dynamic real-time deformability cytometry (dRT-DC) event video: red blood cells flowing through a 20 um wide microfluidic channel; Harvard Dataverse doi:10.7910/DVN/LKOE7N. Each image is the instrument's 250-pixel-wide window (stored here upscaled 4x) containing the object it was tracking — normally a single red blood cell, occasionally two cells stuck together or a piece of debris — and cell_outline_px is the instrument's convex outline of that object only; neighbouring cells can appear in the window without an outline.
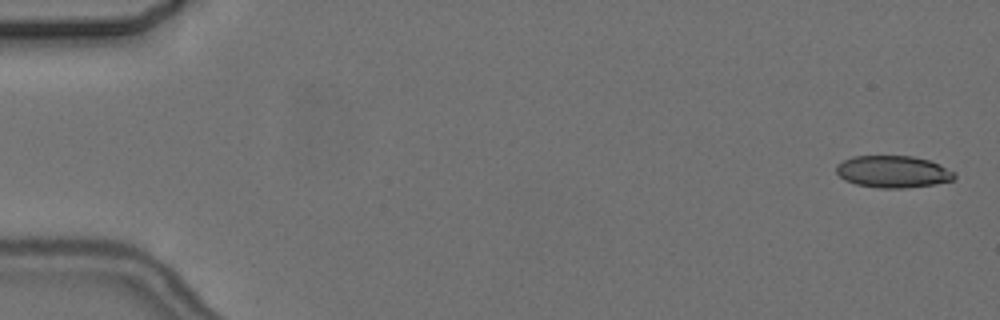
{"species": "common noctule bat (a hibernating species)", "species_latin": "Nyctalus noctula", "temperature_condition": "cold", "stored_images_in_passage": 6, "camera_frame_rate_fps": 3000, "um_per_image_px": 0.085, "animal": {"sex": "female", "body_mass_g": 24.6, "forearm_length_mm": 56.2}, "frame": {"image": 1, "passage_image": 1, "time_ms": 0.0, "image_size_px": [1000, 320], "cell_outline_px": [[956, 176], [952, 180], [936, 184], [904, 188], [880, 188], [856, 184], [844, 180], [836, 172], [836, 164], [852, 156], [912, 156], [928, 160], [956, 172]], "centroid_in_image_um": [75.89, 14.59], "position_along_channel_um": 9.1, "area_um2": 22.02}}
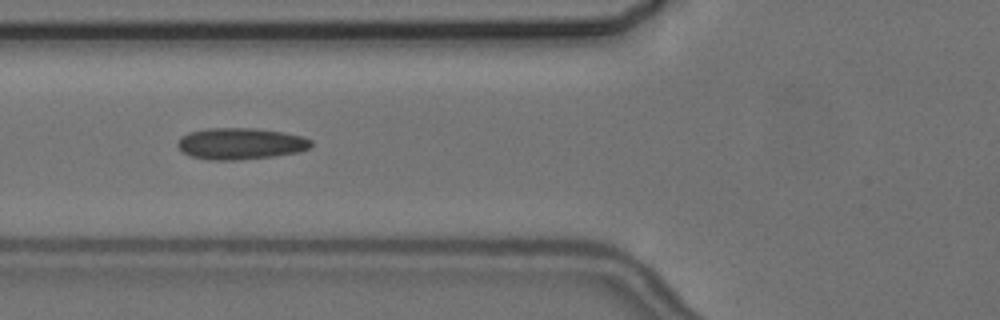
{"frame": {"image": 2, "passage_image": 6, "time_ms": 6.667, "image_size_px": [1000, 320], "cell_outline_px": [[312, 144], [308, 148], [300, 152], [272, 156], [236, 160], [208, 160], [192, 156], [184, 152], [176, 144], [180, 136], [188, 132], [204, 128], [256, 128], [284, 132], [304, 136], [312, 140]], "centroid_in_image_um": [20.44, 12.19], "position_along_channel_um": 105.4, "area_um2": 24.68}}